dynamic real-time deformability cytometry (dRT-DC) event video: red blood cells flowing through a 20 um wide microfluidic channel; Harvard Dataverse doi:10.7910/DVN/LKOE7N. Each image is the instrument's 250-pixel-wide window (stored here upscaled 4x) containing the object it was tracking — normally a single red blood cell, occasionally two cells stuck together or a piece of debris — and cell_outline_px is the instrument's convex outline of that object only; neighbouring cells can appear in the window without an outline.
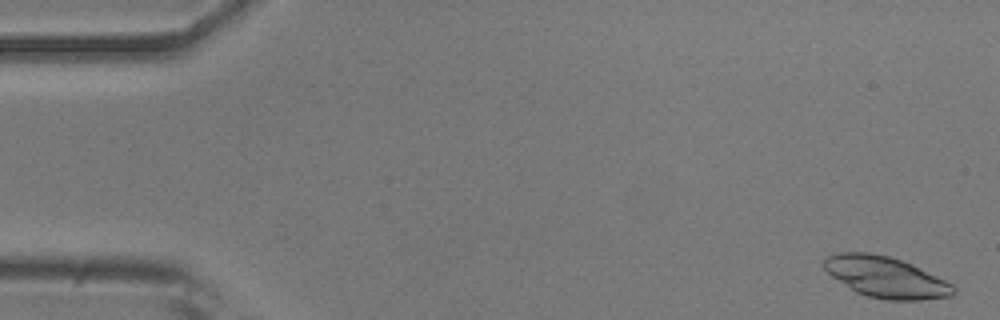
{"species": "common noctule bat (a hibernating species)", "species_latin": "Nyctalus noctula", "temperature_condition": "room temperature", "stored_images_in_passage": 54, "camera_frame_rate_fps": 3000, "um_per_image_px": 0.085, "animal": {"sex": "male", "body_mass_g": 20.5, "forearm_length_mm": 52.5}, "frame": {"image": 1, "passage_image": 2, "time_ms": 0.333, "image_size_px": [1000, 320], "cell_outline_px": [[956, 292], [952, 296], [920, 300], [884, 300], [868, 296], [856, 292], [832, 276], [824, 268], [824, 260], [828, 256], [836, 252], [868, 252], [888, 256], [912, 264], [952, 284], [956, 288]], "centroid_in_image_um": [75.3, 23.56], "position_along_channel_um": 9.7, "area_um2": 30.69}}